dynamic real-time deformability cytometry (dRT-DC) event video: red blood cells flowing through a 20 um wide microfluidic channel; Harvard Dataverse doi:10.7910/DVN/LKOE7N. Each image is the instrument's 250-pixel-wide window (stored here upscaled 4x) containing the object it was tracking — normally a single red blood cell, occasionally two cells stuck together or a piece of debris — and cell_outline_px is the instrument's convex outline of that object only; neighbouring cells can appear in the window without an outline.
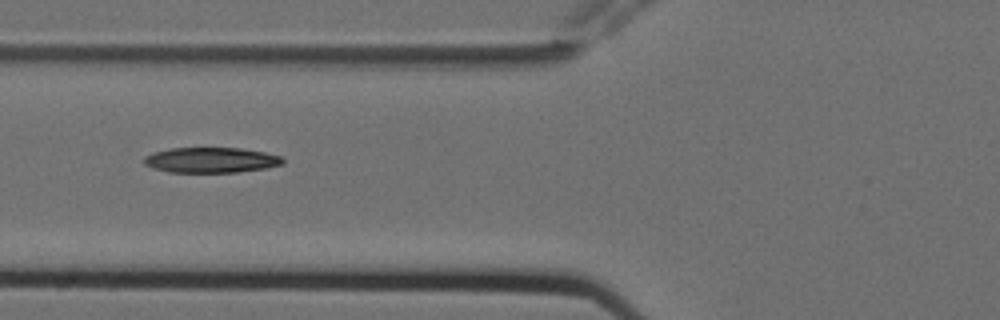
{"species": "Egyptian fruit bat (a non-hibernating species)", "species_latin": "Rousettus aegyptiacus", "temperature_condition": "cold", "stored_images_in_passage": 6, "camera_frame_rate_fps": 3000, "um_per_image_px": 0.085, "animal": {"sex": "female"}, "frame": {"image": 1, "passage_image": 3, "time_ms": 0.667, "image_size_px": [1000, 320], "cell_outline_px": [[284, 164], [268, 168], [236, 172], [168, 172], [152, 168], [144, 164], [144, 156], [152, 152], [168, 148], [240, 148], [264, 152], [280, 156], [284, 160]], "centroid_in_image_um": [17.92, 13.6], "position_along_channel_um": 107.9, "area_um2": 20.63}}
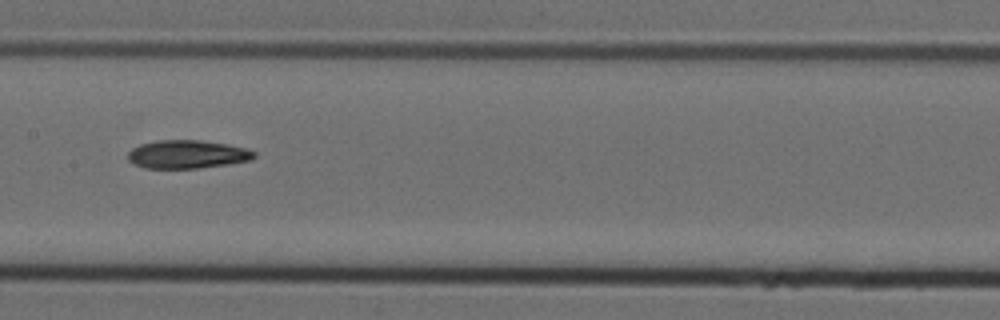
{"frame": {"image": 2, "passage_image": 5, "time_ms": 1.333, "image_size_px": [1000, 320], "cell_outline_px": [[256, 156], [252, 160], [228, 164], [196, 168], [144, 168], [132, 164], [128, 160], [128, 152], [132, 148], [140, 144], [156, 140], [200, 140], [228, 144], [248, 148], [256, 152]], "centroid_in_image_um": [15.92, 13.11], "position_along_channel_um": 191.5, "area_um2": 21.04}}
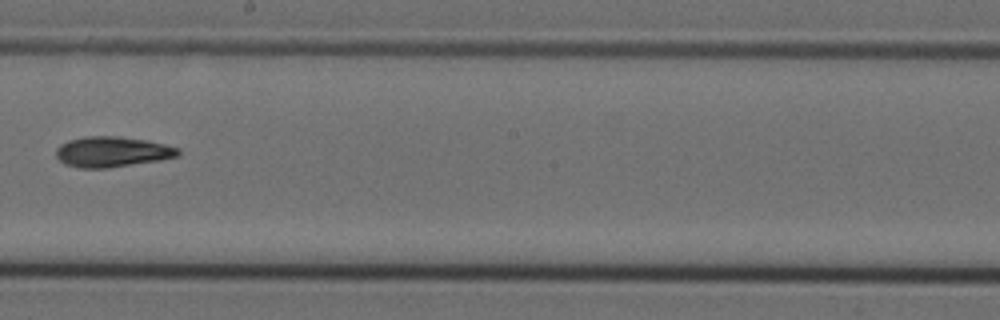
{"frame": {"image": 3, "passage_image": 6, "time_ms": 1.667, "image_size_px": [1000, 320], "cell_outline_px": [[180, 156], [160, 160], [108, 168], [80, 168], [64, 164], [56, 156], [56, 148], [60, 144], [68, 140], [84, 136], [120, 136], [144, 140], [164, 144], [180, 148]], "centroid_in_image_um": [9.52, 12.9], "position_along_channel_um": 238.7, "area_um2": 21.79}}